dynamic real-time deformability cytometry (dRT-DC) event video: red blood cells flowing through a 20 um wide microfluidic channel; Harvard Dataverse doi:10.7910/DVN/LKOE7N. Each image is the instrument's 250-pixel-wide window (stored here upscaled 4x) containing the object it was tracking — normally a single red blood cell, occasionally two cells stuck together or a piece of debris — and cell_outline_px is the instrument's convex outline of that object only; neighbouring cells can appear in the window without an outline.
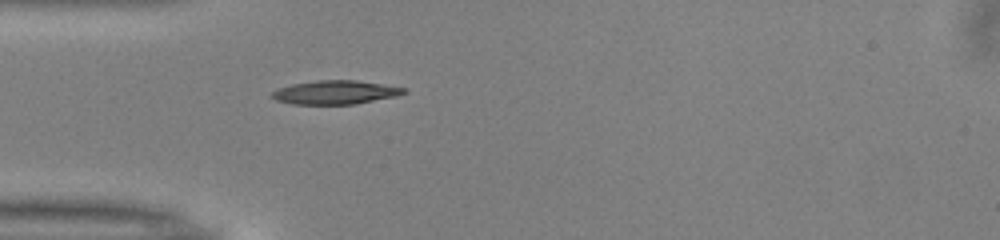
{"species": "common noctule bat (a hibernating species)", "species_latin": "Nyctalus noctula", "temperature_condition": "warm", "stored_images_in_passage": 33, "camera_frame_rate_fps": 3000, "um_per_image_px": 0.085, "animal": {"sex": "male", "body_mass_g": 13.0, "forearm_length_mm": 53.1}, "frame": {"image": 1, "passage_image": 1, "time_ms": 0.0, "image_size_px": [1000, 240], "cell_outline_px": [[408, 92], [396, 96], [356, 104], [292, 104], [276, 100], [268, 96], [276, 88], [292, 84], [316, 80], [356, 80], [404, 88]], "centroid_in_image_um": [28.44, 7.85], "position_along_channel_um": 56.6, "area_um2": 18.26}}
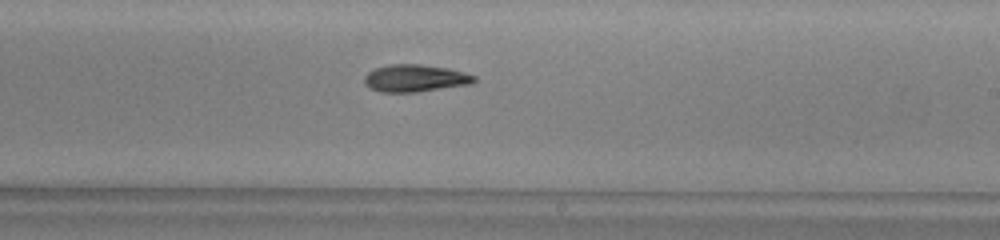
{"frame": {"image": 2, "passage_image": 16, "time_ms": 5.0, "image_size_px": [1000, 240], "cell_outline_px": [[476, 80], [472, 84], [416, 92], [380, 92], [364, 84], [364, 76], [368, 72], [376, 68], [388, 64], [416, 64], [448, 68], [464, 72], [476, 76]], "centroid_in_image_um": [35.29, 6.65], "position_along_channel_um": 253.7, "area_um2": 17.46}}
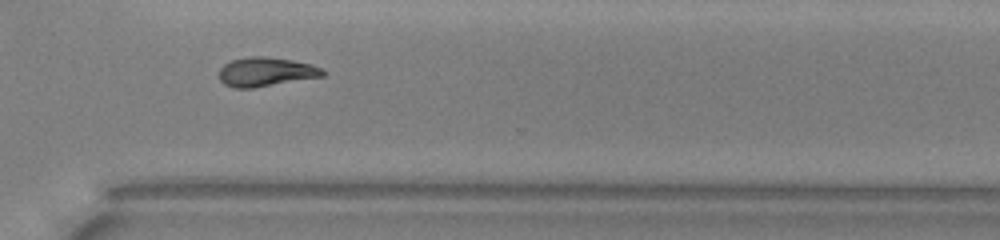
{"frame": {"image": 3, "passage_image": 23, "time_ms": 7.333, "image_size_px": [1000, 240], "cell_outline_px": [[324, 76], [252, 88], [232, 88], [224, 84], [220, 80], [220, 68], [224, 64], [232, 60], [252, 56], [268, 56], [292, 60], [312, 64], [320, 68], [324, 72]], "centroid_in_image_um": [22.58, 6.1], "position_along_channel_um": 348.0, "area_um2": 17.51}, "authors_computed_cell_mechanics": {"area_um2": 17.4556, "velocity_mm_per_s": 4.0256, "shape_relaxation_time_tau1_ms": 7.0573, "shape_relaxation_time_tau2_ms": 8.9179, "deformation_change_tau1": 0.2101, "deformation_change_tau2": 0.1784}}